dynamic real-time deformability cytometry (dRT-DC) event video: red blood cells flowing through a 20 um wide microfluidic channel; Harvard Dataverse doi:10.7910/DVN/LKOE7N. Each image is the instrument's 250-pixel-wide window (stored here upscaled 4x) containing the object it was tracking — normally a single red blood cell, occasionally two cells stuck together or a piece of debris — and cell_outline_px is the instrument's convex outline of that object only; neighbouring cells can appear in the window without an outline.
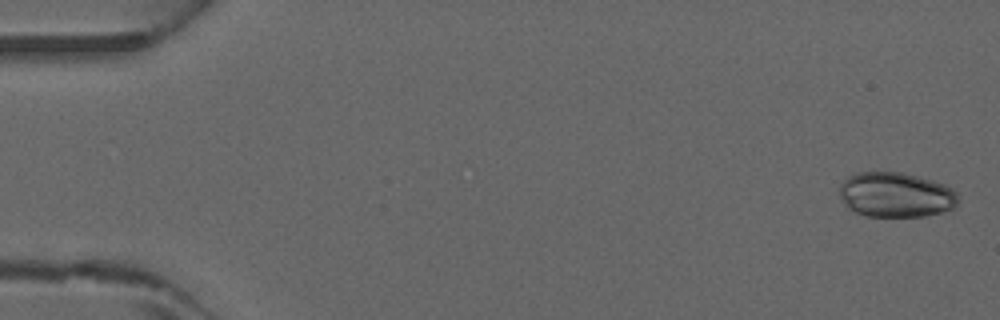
{"species": "common noctule bat (a hibernating species)", "species_latin": "Nyctalus noctula", "temperature_condition": "warm", "stored_images_in_passage": 5, "camera_frame_rate_fps": 3000, "um_per_image_px": 0.085, "animal": {"sex": "male", "forearm_length_mm": 52.5}, "frame": {"image": 1, "passage_image": 1, "time_ms": 0.0, "image_size_px": [1000, 320], "cell_outline_px": [[956, 208], [924, 216], [864, 216], [848, 208], [844, 204], [840, 196], [840, 184], [848, 176], [856, 172], [904, 172], [932, 180], [944, 184], [952, 188], [956, 192]], "centroid_in_image_um": [76.12, 16.55], "position_along_channel_um": 8.9, "area_um2": 31.15}}
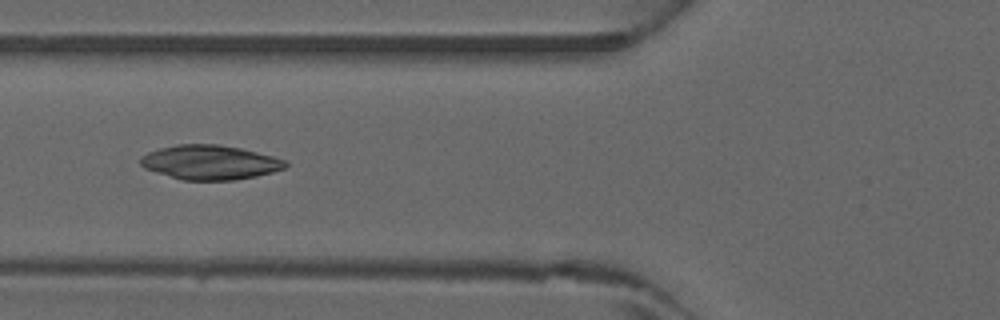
{"frame": {"image": 2, "passage_image": 5, "time_ms": 1.333, "image_size_px": [1000, 320], "cell_outline_px": [[288, 164], [284, 168], [272, 172], [256, 176], [236, 180], [184, 180], [156, 172], [144, 168], [140, 164], [140, 156], [148, 152], [160, 148], [176, 144], [216, 144], [240, 148], [288, 160]], "centroid_in_image_um": [17.84, 13.8], "position_along_channel_um": 108.0, "area_um2": 29.02}}